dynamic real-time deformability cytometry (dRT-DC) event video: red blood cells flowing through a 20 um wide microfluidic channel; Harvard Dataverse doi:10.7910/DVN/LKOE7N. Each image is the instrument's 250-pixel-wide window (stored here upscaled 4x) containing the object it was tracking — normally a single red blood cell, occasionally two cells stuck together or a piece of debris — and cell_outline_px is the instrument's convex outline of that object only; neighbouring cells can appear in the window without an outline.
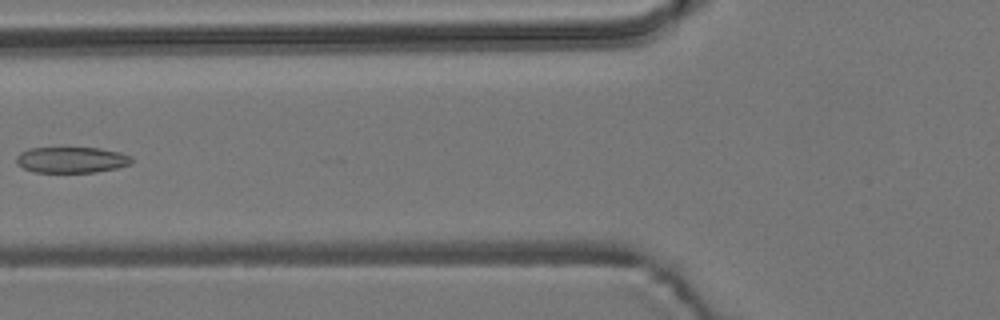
{"species": "common noctule bat (a hibernating species)", "species_latin": "Nyctalus noctula", "temperature_condition": "room temperature", "stored_images_in_passage": 6, "camera_frame_rate_fps": 3000, "um_per_image_px": 0.085, "animal": {"sex": "male", "body_mass_g": 19.2, "forearm_length_mm": 51.8}, "frame": {"image": 1, "passage_image": 5, "time_ms": 5.667, "image_size_px": [1000, 320], "cell_outline_px": [[132, 160], [128, 164], [116, 168], [96, 172], [36, 172], [24, 168], [16, 164], [16, 156], [20, 152], [28, 148], [100, 148], [120, 152], [132, 156]], "centroid_in_image_um": [6.06, 13.58], "position_along_channel_um": 119.7, "area_um2": 17.4}}
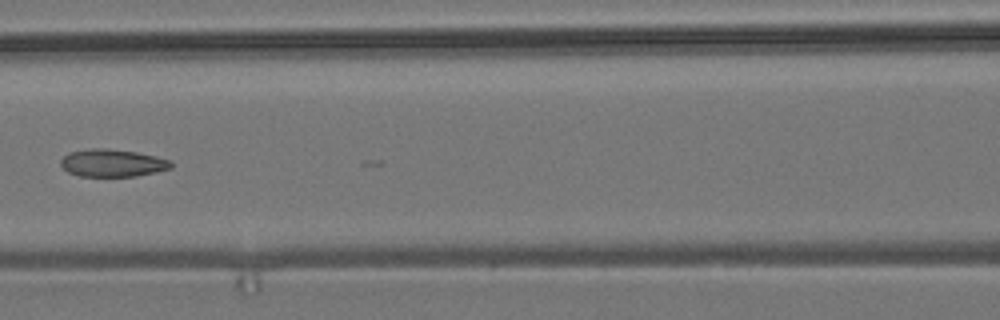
{"frame": {"image": 2, "passage_image": 6, "time_ms": 6.667, "image_size_px": [1000, 320], "cell_outline_px": [[172, 168], [156, 172], [136, 176], [80, 176], [68, 172], [60, 164], [60, 160], [68, 152], [92, 148], [104, 148], [136, 152], [156, 156], [172, 160]], "centroid_in_image_um": [9.57, 13.85], "position_along_channel_um": 157.0, "area_um2": 17.74}}